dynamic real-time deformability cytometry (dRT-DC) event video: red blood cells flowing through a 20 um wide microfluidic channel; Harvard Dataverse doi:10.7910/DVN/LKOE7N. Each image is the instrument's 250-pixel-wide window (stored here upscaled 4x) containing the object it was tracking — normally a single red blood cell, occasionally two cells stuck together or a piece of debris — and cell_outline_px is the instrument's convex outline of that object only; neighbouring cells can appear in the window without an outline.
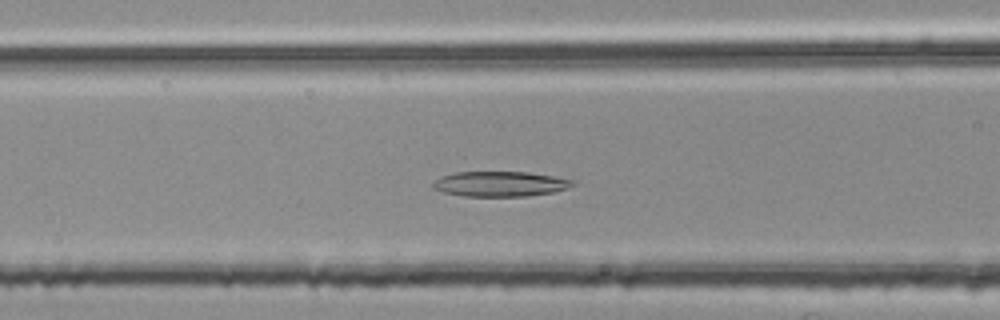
{"species": "common noctule bat (a hibernating species)", "species_latin": "Nyctalus noctula", "temperature_condition": "room temperature", "stored_images_in_passage": 46, "camera_frame_rate_fps": 3000, "um_per_image_px": 0.085, "animal": {"sex": "female", "body_mass_g": 25.1}, "frame": {"image": 1, "passage_image": 21, "time_ms": 6.667, "image_size_px": [1000, 320], "cell_outline_px": [[576, 184], [568, 188], [552, 192], [528, 196], [460, 196], [444, 192], [432, 188], [432, 184], [440, 176], [456, 172], [528, 172], [576, 180]], "centroid_in_image_um": [42.52, 15.63], "position_along_channel_um": 124.1, "area_um2": 20.52}}
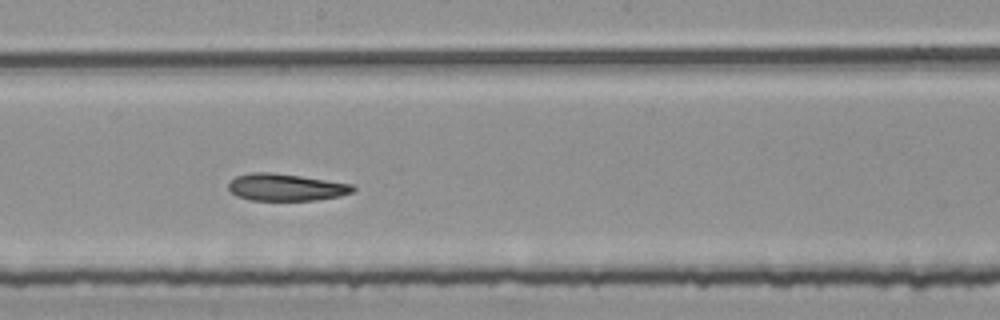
{"frame": {"image": 2, "passage_image": 29, "time_ms": 9.333, "image_size_px": [1000, 320], "cell_outline_px": [[356, 188], [352, 192], [340, 196], [316, 200], [248, 200], [236, 196], [228, 188], [228, 184], [236, 176], [252, 172], [268, 172], [300, 176], [352, 184]], "centroid_in_image_um": [24.29, 15.92], "position_along_channel_um": 223.9, "area_um2": 19.54}}
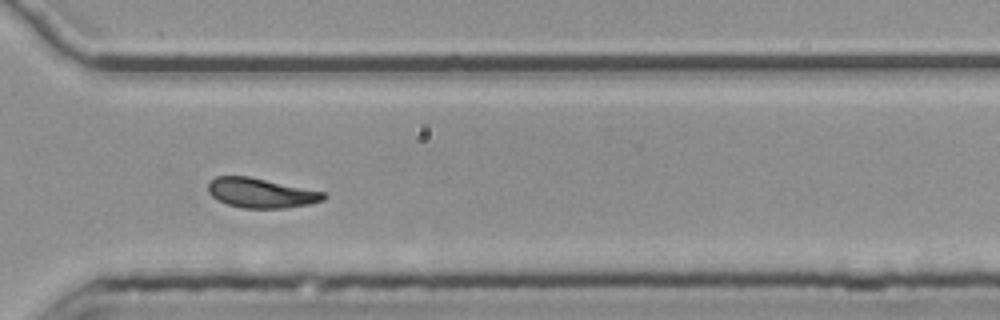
{"frame": {"image": 3, "passage_image": 39, "time_ms": 12.667, "image_size_px": [1000, 320], "cell_outline_px": [[328, 196], [324, 200], [308, 204], [284, 208], [240, 208], [228, 204], [212, 196], [208, 192], [208, 184], [216, 176], [248, 176], [324, 192]], "centroid_in_image_um": [22.19, 16.4], "position_along_channel_um": 348.4, "area_um2": 19.77}, "authors_computed_cell_mechanics": {"area_um2": 20.519, "velocity_mm_per_s": 3.7416, "shape_relaxation_time_tau1_ms": null, "shape_relaxation_time_tau2_ms": 4.6392, "deformation_change_tau1": null, "deformation_change_tau2": 0.1169}}